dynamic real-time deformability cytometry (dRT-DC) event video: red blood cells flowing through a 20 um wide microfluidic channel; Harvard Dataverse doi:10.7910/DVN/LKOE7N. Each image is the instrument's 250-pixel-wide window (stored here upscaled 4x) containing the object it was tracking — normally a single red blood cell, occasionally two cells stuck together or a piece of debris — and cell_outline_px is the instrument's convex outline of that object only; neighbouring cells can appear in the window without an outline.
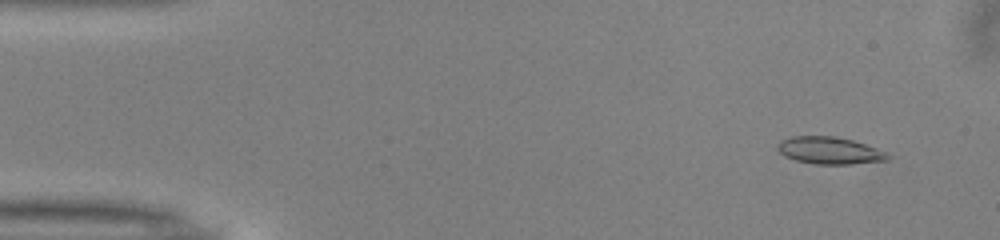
{"species": "common noctule bat (a hibernating species)", "species_latin": "Nyctalus noctula", "temperature_condition": "warm", "stored_images_in_passage": 51, "camera_frame_rate_fps": 3000, "um_per_image_px": 0.085, "animal": {"sex": "male", "body_mass_g": 13.0, "forearm_length_mm": 53.1}, "frame": {"image": 1, "passage_image": 4, "time_ms": 1.0, "image_size_px": [1000, 240], "cell_outline_px": [[888, 160], [852, 164], [816, 164], [796, 160], [784, 156], [776, 148], [780, 140], [792, 136], [836, 136], [852, 140], [876, 148], [884, 152], [888, 156]], "centroid_in_image_um": [70.46, 12.79], "position_along_channel_um": 14.5, "area_um2": 17.28}}
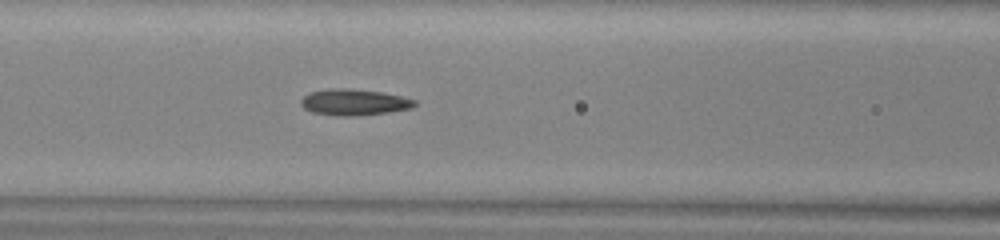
{"frame": {"image": 2, "passage_image": 21, "time_ms": 6.667, "image_size_px": [1000, 240], "cell_outline_px": [[416, 104], [412, 108], [388, 112], [352, 116], [340, 116], [312, 112], [304, 108], [300, 104], [300, 100], [308, 92], [328, 88], [348, 88], [384, 92], [416, 100]], "centroid_in_image_um": [30.07, 8.67], "position_along_channel_um": 136.5, "area_um2": 17.46}}
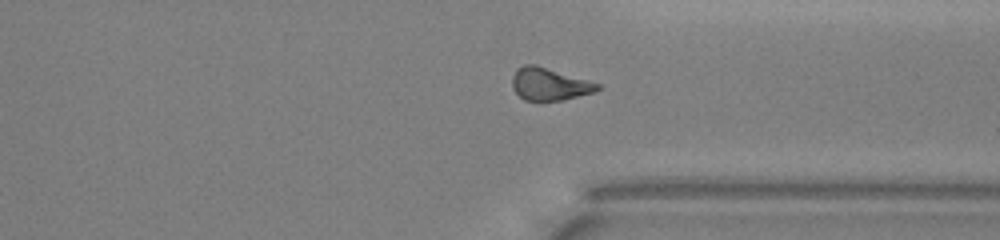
{"frame": {"image": 3, "passage_image": 38, "time_ms": 12.333, "image_size_px": [1000, 240], "cell_outline_px": [[600, 88], [596, 92], [564, 100], [524, 100], [512, 88], [512, 76], [516, 68], [524, 64], [536, 64], [600, 84]], "centroid_in_image_um": [46.69, 7.14], "position_along_channel_um": 364.7, "area_um2": 16.18}, "authors_computed_cell_mechanics": {"area_um2": 16.6464, "velocity_mm_per_s": 4.0464, "shape_relaxation_time_tau1_ms": 4.8662, "shape_relaxation_time_tau2_ms": 2.4225, "deformation_change_tau1": 0.17, "deformation_change_tau2": 0.1178}}